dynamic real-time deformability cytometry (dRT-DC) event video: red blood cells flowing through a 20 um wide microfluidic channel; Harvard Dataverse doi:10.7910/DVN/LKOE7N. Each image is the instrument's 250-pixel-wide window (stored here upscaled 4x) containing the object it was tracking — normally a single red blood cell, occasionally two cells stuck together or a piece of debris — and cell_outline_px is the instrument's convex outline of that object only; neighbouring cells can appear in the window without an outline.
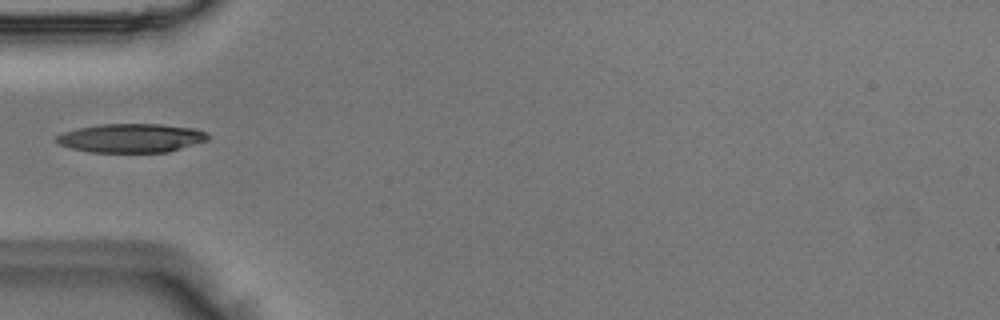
{"species": "Egyptian fruit bat (a non-hibernating species)", "species_latin": "Rousettus aegyptiacus", "temperature_condition": "room temperature", "stored_images_in_passage": 5, "camera_frame_rate_fps": 3000, "um_per_image_px": 0.085, "animal": {"sex": "male"}, "frame": {"image": 1, "passage_image": 4, "time_ms": 1.0, "image_size_px": [1000, 320], "cell_outline_px": [[208, 140], [168, 152], [92, 152], [72, 148], [60, 144], [52, 140], [56, 136], [64, 132], [76, 128], [100, 124], [160, 124], [196, 128], [208, 132]], "centroid_in_image_um": [11.16, 11.72], "position_along_channel_um": 73.8, "area_um2": 25.55}}
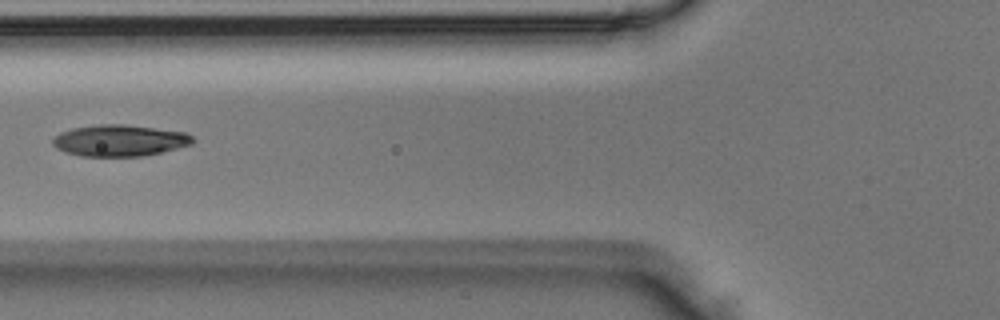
{"frame": {"image": 2, "passage_image": 5, "time_ms": 1.333, "image_size_px": [1000, 320], "cell_outline_px": [[192, 144], [160, 152], [140, 156], [80, 156], [64, 152], [56, 148], [52, 144], [52, 140], [60, 132], [72, 128], [100, 124], [124, 124], [188, 132], [192, 136]], "centroid_in_image_um": [10.14, 11.93], "position_along_channel_um": 115.7, "area_um2": 25.61}}